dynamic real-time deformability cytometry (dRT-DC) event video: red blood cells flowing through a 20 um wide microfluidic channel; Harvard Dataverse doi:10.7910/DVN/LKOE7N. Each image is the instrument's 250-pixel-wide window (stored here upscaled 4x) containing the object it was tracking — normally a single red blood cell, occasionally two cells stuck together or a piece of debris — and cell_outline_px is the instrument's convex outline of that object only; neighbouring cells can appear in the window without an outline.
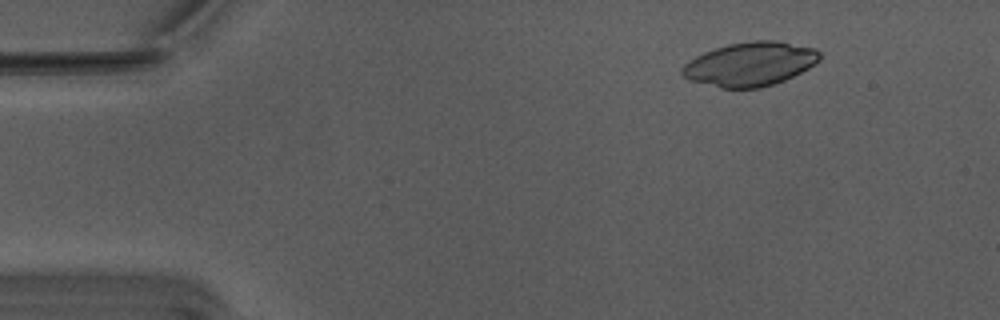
{"species": "Egyptian fruit bat (a non-hibernating species)", "species_latin": "Rousettus aegyptiacus", "temperature_condition": "warm", "stored_images_in_passage": 50, "camera_frame_rate_fps": 3000, "um_per_image_px": 0.085, "animal": {"sex": "male"}, "frame": {"image": 1, "passage_image": 1, "time_ms": 0.0, "image_size_px": [1000, 320], "cell_outline_px": [[820, 60], [816, 64], [784, 80], [760, 88], [720, 88], [688, 80], [680, 72], [684, 64], [688, 60], [704, 52], [728, 44], [756, 40], [776, 40], [816, 48], [820, 52]], "centroid_in_image_um": [63.75, 5.44], "position_along_channel_um": 21.2, "area_um2": 35.26}}
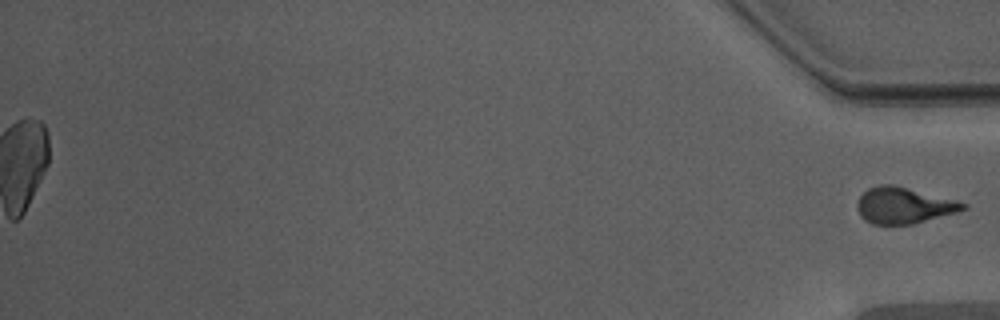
{"frame": {"image": 2, "passage_image": 50, "time_ms": 16.333, "image_size_px": [1000, 320], "cell_outline_px": [[968, 208], [956, 212], [912, 224], [872, 224], [864, 220], [860, 216], [856, 208], [856, 204], [860, 196], [868, 188], [880, 184], [892, 184], [956, 200], [968, 204]], "centroid_in_image_um": [76.79, 17.46], "position_along_channel_um": 358.4, "area_um2": 22.25}}